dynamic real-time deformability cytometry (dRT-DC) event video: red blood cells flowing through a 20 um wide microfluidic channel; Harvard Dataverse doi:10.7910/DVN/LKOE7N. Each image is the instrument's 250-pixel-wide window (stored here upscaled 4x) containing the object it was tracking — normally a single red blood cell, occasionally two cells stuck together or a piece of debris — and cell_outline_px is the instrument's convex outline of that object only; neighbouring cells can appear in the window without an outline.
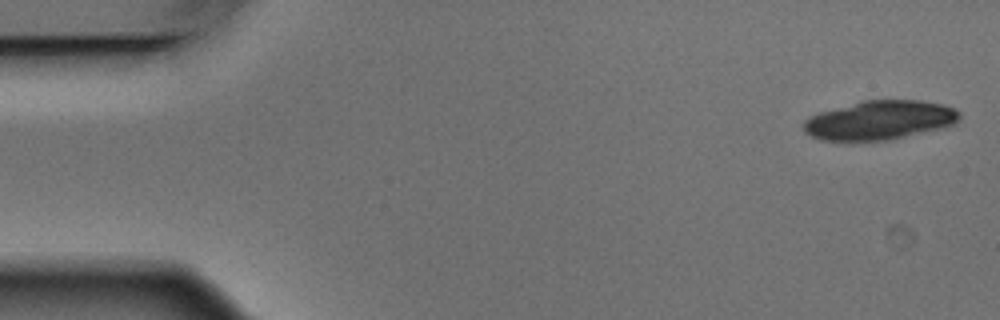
{"species": "Egyptian fruit bat (a non-hibernating species)", "species_latin": "Rousettus aegyptiacus", "temperature_condition": "warm", "stored_images_in_passage": 5, "camera_frame_rate_fps": 3000, "um_per_image_px": 0.085, "animal": {"sex": "male"}, "frame": {"image": 1, "passage_image": 1, "time_ms": 0.0, "image_size_px": [1000, 320], "cell_outline_px": [[960, 120], [952, 124], [940, 128], [888, 140], [820, 140], [804, 132], [804, 120], [808, 116], [820, 112], [860, 100], [920, 100], [944, 104], [960, 112]], "centroid_in_image_um": [74.75, 10.2], "position_along_channel_um": 10.2, "area_um2": 35.37}}